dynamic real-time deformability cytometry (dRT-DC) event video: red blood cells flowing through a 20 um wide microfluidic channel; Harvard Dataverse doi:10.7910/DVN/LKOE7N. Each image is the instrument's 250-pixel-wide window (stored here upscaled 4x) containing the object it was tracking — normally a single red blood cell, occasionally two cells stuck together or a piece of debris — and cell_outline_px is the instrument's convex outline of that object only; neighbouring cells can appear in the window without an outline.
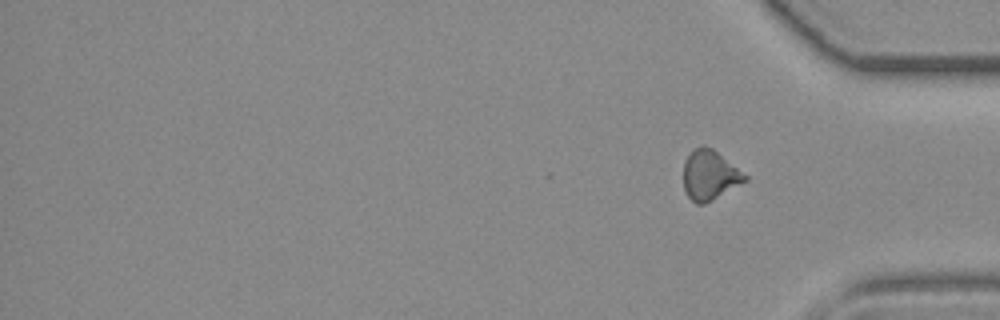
{"species": "common noctule bat (a hibernating species)", "species_latin": "Nyctalus noctula", "temperature_condition": "room temperature", "stored_images_in_passage": 37, "segment_of_instrument_passage": [2, 2], "camera_frame_rate_fps": 3000, "um_per_image_px": 0.085, "animal": {"sex": "female", "body_mass_g": 19.3, "forearm_length_mm": 54.1}, "frame": {"image": 1, "passage_image": 37, "time_ms": 12.0, "image_size_px": [1000, 320], "cell_outline_px": [[748, 180], [712, 200], [704, 204], [696, 204], [684, 192], [684, 164], [692, 148], [704, 144], [712, 148], [748, 176]], "centroid_in_image_um": [60.31, 14.88], "position_along_channel_um": 374.9, "area_um2": 17.8}}